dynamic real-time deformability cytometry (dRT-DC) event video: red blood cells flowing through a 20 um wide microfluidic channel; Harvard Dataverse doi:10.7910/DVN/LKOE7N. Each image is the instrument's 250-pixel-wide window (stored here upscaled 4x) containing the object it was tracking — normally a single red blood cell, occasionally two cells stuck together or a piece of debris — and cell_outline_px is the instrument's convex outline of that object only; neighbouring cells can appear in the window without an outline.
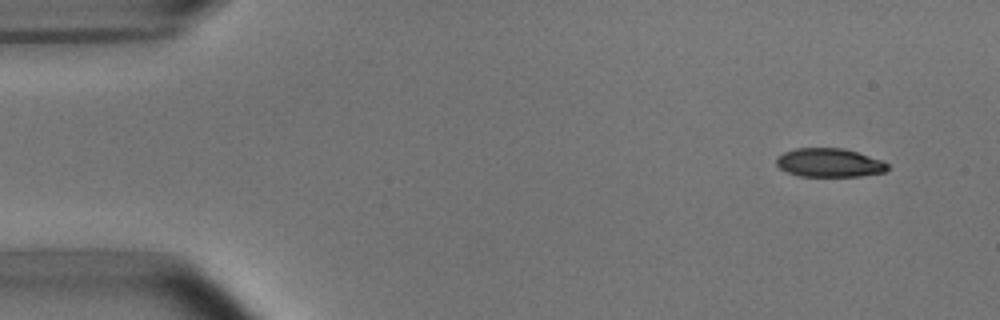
{"species": "common noctule bat (a hibernating species)", "species_latin": "Nyctalus noctula", "temperature_condition": "room temperature", "stored_images_in_passage": 4, "camera_frame_rate_fps": 3000, "um_per_image_px": 0.085, "animal": {"sex": "male", "body_mass_g": 15.6}, "frame": {"image": 1, "passage_image": 1, "time_ms": 0.0, "image_size_px": [1000, 320], "cell_outline_px": [[888, 168], [884, 172], [860, 176], [800, 176], [788, 172], [780, 168], [776, 164], [776, 156], [784, 152], [796, 148], [840, 148], [856, 152], [884, 160], [888, 164]], "centroid_in_image_um": [70.49, 13.83], "position_along_channel_um": 14.5, "area_um2": 18.55}}